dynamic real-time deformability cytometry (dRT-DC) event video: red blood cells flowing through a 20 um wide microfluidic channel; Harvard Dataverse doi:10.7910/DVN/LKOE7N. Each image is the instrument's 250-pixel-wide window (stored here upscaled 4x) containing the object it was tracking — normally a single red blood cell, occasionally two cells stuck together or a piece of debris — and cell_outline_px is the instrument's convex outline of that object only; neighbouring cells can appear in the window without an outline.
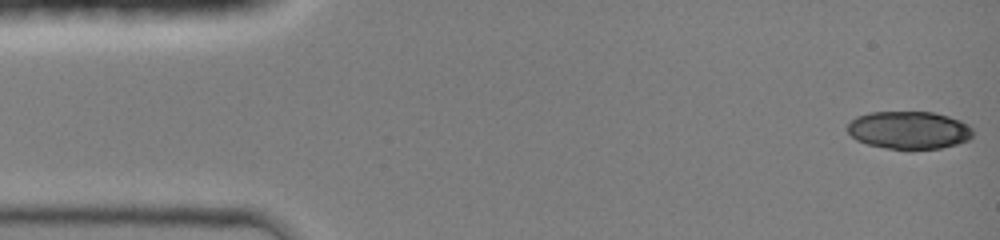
{"species": "common noctule bat (a hibernating species)", "species_latin": "Nyctalus noctula", "temperature_condition": "room temperature", "stored_images_in_passage": 44, "camera_frame_rate_fps": 3000, "um_per_image_px": 0.085, "animal": {"sex": "female", "body_mass_g": 19.0, "forearm_length_mm": 51.5}, "frame": {"image": 1, "passage_image": 1, "time_ms": 0.0, "image_size_px": [1000, 240], "cell_outline_px": [[972, 136], [968, 140], [956, 144], [940, 148], [888, 148], [868, 144], [856, 140], [848, 132], [848, 124], [856, 116], [868, 112], [932, 112], [948, 116], [960, 120], [968, 124], [972, 128]], "centroid_in_image_um": [77.26, 11.04], "position_along_channel_um": 7.7, "area_um2": 27.34}}
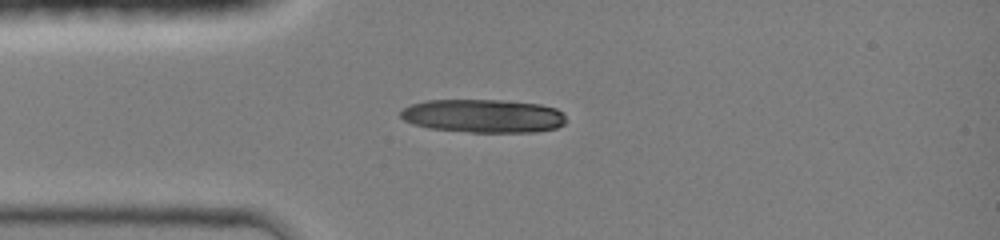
{"frame": {"image": 2, "passage_image": 11, "time_ms": 3.333, "image_size_px": [1000, 240], "cell_outline_px": [[564, 124], [556, 128], [536, 132], [468, 132], [428, 128], [412, 124], [404, 120], [400, 116], [400, 112], [404, 108], [412, 104], [428, 100], [504, 100], [540, 104], [556, 108], [564, 112]], "centroid_in_image_um": [41.09, 9.85], "position_along_channel_um": 43.9, "area_um2": 32.37}}